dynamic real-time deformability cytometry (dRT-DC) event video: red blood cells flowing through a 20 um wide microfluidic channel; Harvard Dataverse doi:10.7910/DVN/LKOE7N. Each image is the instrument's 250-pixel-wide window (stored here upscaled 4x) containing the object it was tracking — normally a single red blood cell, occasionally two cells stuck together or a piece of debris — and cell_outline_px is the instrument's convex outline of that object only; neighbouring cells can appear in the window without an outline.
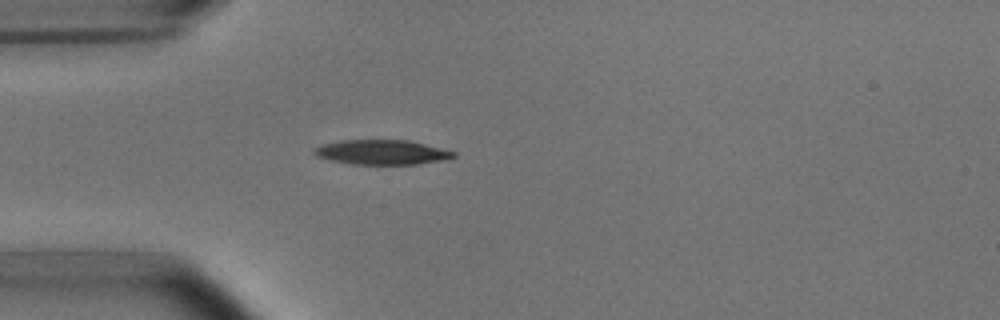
{"species": "common noctule bat (a hibernating species)", "species_latin": "Nyctalus noctula", "temperature_condition": "room temperature", "stored_images_in_passage": 1, "camera_frame_rate_fps": 3000, "um_per_image_px": 0.085, "animal": {"sex": "male", "body_mass_g": 15.6}, "frame": {"image": 1, "passage_image": 1, "time_ms": 0.0, "image_size_px": [1000, 320], "cell_outline_px": [[456, 156], [444, 160], [420, 164], [352, 164], [332, 160], [316, 156], [312, 152], [312, 148], [324, 144], [344, 140], [408, 140], [456, 152]], "centroid_in_image_um": [32.45, 12.94], "position_along_channel_um": 52.5, "area_um2": 19.94}}